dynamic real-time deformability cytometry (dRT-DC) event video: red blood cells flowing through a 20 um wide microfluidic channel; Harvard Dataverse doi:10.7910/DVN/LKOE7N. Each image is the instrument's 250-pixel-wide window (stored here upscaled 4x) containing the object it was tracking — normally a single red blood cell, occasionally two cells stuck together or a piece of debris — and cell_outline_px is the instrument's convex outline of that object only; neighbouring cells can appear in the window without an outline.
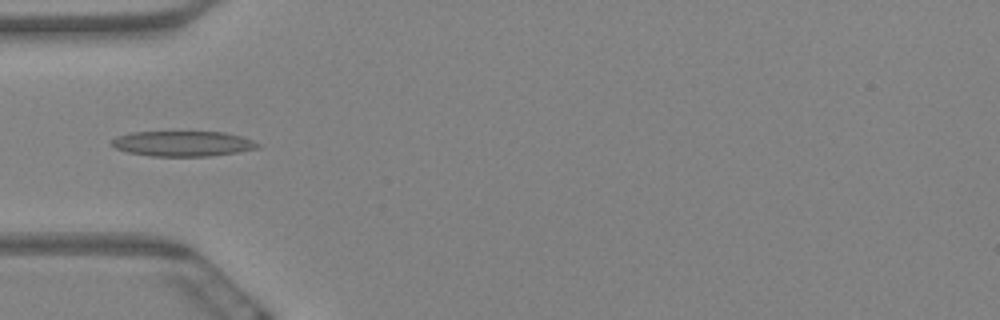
{"species": "Egyptian fruit bat (a non-hibernating species)", "species_latin": "Rousettus aegyptiacus", "temperature_condition": "warm", "stored_images_in_passage": 7, "camera_frame_rate_fps": 3000, "um_per_image_px": 0.085, "animal": {"sex": "female"}, "frame": {"image": 1, "passage_image": 4, "time_ms": 1.0, "image_size_px": [1000, 320], "cell_outline_px": [[260, 148], [236, 152], [208, 156], [152, 156], [128, 152], [116, 148], [112, 144], [112, 140], [120, 136], [132, 132], [224, 132], [240, 136], [252, 140], [260, 144]], "centroid_in_image_um": [15.57, 12.21], "position_along_channel_um": 69.4, "area_um2": 21.21}}
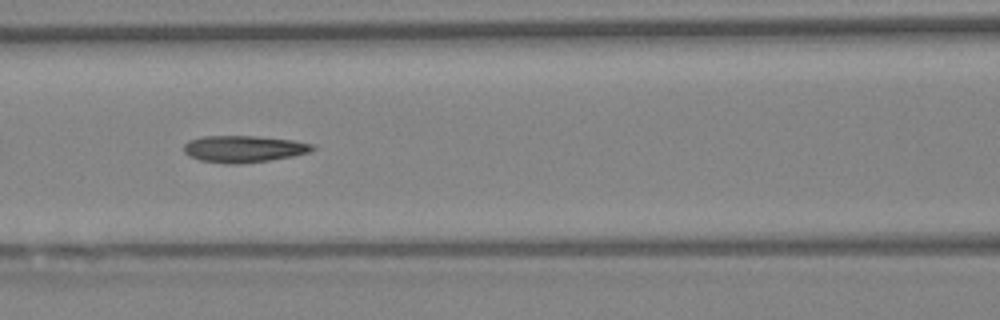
{"frame": {"image": 2, "passage_image": 6, "time_ms": 1.667, "image_size_px": [1000, 320], "cell_outline_px": [[316, 148], [308, 152], [292, 156], [272, 160], [240, 164], [224, 164], [200, 160], [188, 156], [184, 152], [184, 144], [188, 140], [204, 136], [256, 136], [292, 140], [312, 144]], "centroid_in_image_um": [20.68, 12.66], "position_along_channel_um": 145.9, "area_um2": 20.17}}
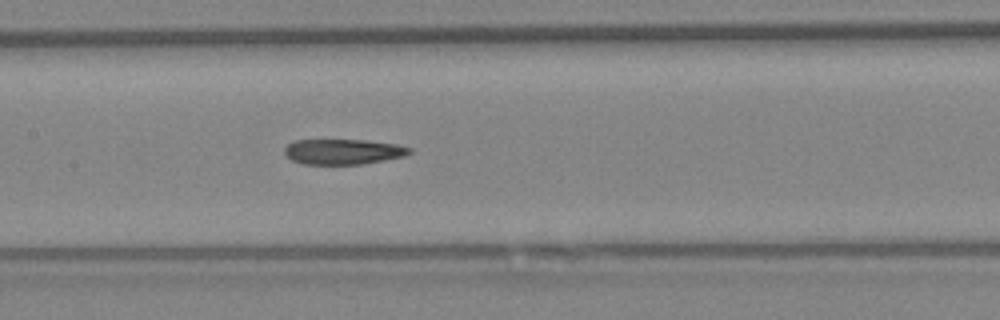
{"frame": {"image": 3, "passage_image": 7, "time_ms": 2.0, "image_size_px": [1000, 320], "cell_outline_px": [[412, 152], [404, 156], [384, 160], [360, 164], [304, 164], [292, 160], [284, 152], [284, 148], [292, 140], [368, 140], [396, 144], [412, 148]], "centroid_in_image_um": [29.17, 12.88], "position_along_channel_um": 178.2, "area_um2": 18.44}}